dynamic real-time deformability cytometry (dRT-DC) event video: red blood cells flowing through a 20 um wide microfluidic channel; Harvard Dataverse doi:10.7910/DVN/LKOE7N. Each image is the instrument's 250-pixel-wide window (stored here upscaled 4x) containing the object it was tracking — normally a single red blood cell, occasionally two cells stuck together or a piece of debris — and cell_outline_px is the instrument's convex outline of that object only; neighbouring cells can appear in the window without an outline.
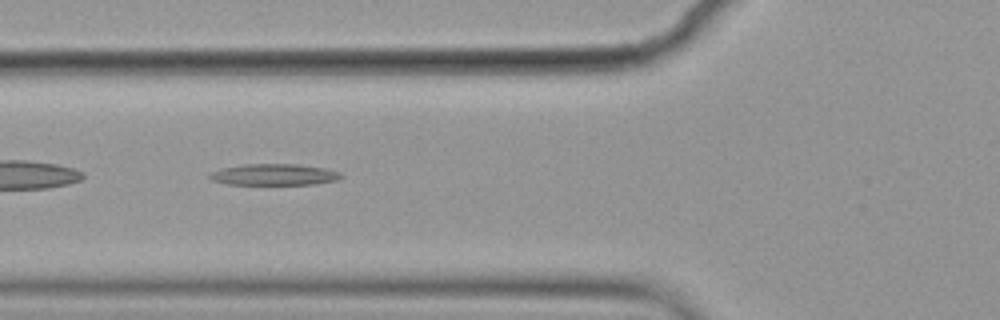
{"species": "common noctule bat (a hibernating species)", "species_latin": "Nyctalus noctula", "temperature_condition": "cold", "stored_images_in_passage": 50, "camera_frame_rate_fps": 3000, "um_per_image_px": 0.085, "animal": {"sex": "female", "body_mass_g": 19.9}, "frame": {"image": 1, "passage_image": 15, "time_ms": 4.667, "image_size_px": [1000, 320], "cell_outline_px": [[344, 176], [336, 180], [312, 184], [228, 184], [212, 180], [208, 176], [208, 172], [220, 168], [244, 164], [296, 164], [324, 168], [340, 172]], "centroid_in_image_um": [23.25, 14.83], "position_along_channel_um": 102.6, "area_um2": 16.3}}
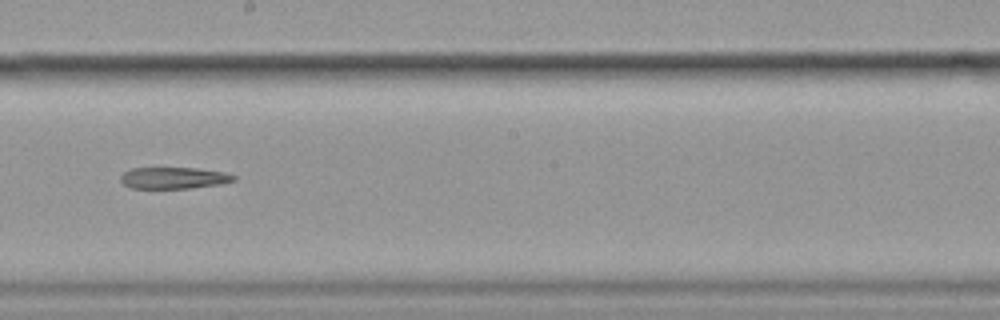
{"frame": {"image": 2, "passage_image": 26, "time_ms": 8.333, "image_size_px": [1000, 320], "cell_outline_px": [[236, 180], [224, 184], [188, 188], [132, 188], [124, 184], [120, 180], [120, 176], [124, 172], [132, 168], [196, 168], [224, 172], [236, 176]], "centroid_in_image_um": [14.8, 15.12], "position_along_channel_um": 233.4, "area_um2": 14.22}}
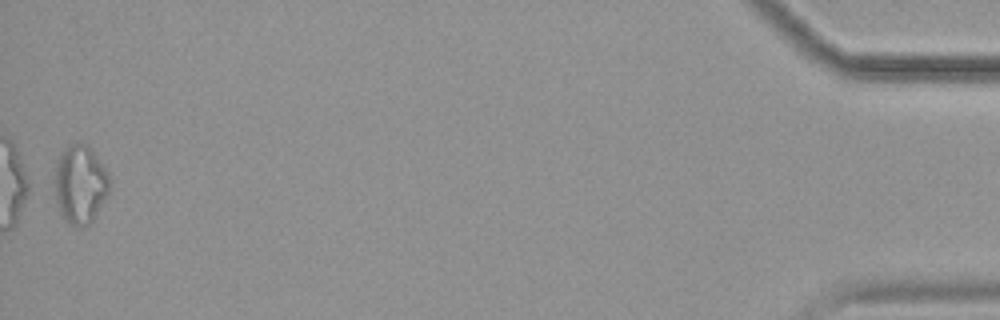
{"frame": {"image": 3, "passage_image": 50, "time_ms": 16.333, "image_size_px": [1000, 320], "cell_outline_px": [[108, 196], [92, 220], [88, 224], [80, 228], [72, 224], [60, 212], [56, 200], [56, 164], [60, 152], [72, 144], [88, 144], [92, 148], [108, 172]], "centroid_in_image_um": [6.84, 15.64], "position_along_channel_um": 428.4, "area_um2": 24.68}, "authors_computed_cell_mechanics": {"area_um2": 17.2533, "velocity_mm_per_s": 3.5753, "shape_relaxation_time_tau1_ms": 9.7886, "shape_relaxation_time_tau2_ms": null, "deformation_change_tau1": 0.213, "deformation_change_tau2": null}}